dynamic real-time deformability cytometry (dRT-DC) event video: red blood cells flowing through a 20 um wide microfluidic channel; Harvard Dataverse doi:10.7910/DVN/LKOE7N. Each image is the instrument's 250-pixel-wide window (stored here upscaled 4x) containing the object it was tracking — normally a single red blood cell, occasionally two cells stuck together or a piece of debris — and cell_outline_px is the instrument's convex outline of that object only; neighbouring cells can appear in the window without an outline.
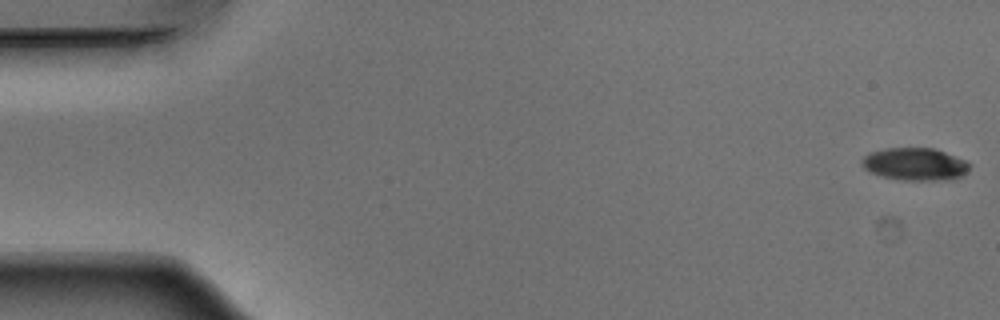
{"species": "Egyptian fruit bat (a non-hibernating species)", "species_latin": "Rousettus aegyptiacus", "temperature_condition": "warm", "stored_images_in_passage": 52, "camera_frame_rate_fps": 3000, "um_per_image_px": 0.085, "animal": {"sex": "male"}, "frame": {"image": 1, "passage_image": 1, "time_ms": 0.0, "image_size_px": [1000, 320], "cell_outline_px": [[972, 164], [960, 176], [952, 180], [904, 180], [880, 176], [868, 172], [860, 164], [860, 160], [864, 156], [872, 152], [888, 148], [936, 148], [968, 160]], "centroid_in_image_um": [77.78, 13.95], "position_along_channel_um": 7.2, "area_um2": 20.69}}
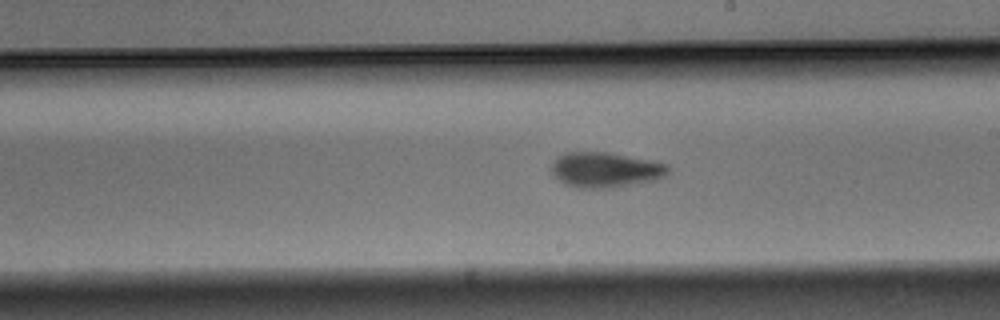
{"frame": {"image": 2, "passage_image": 30, "time_ms": 9.667, "image_size_px": [1000, 320], "cell_outline_px": [[668, 172], [664, 176], [652, 180], [612, 188], [576, 188], [564, 184], [552, 172], [552, 160], [568, 152], [608, 152], [652, 160], [668, 164]], "centroid_in_image_um": [51.45, 14.43], "position_along_channel_um": 237.6, "area_um2": 23.81}}
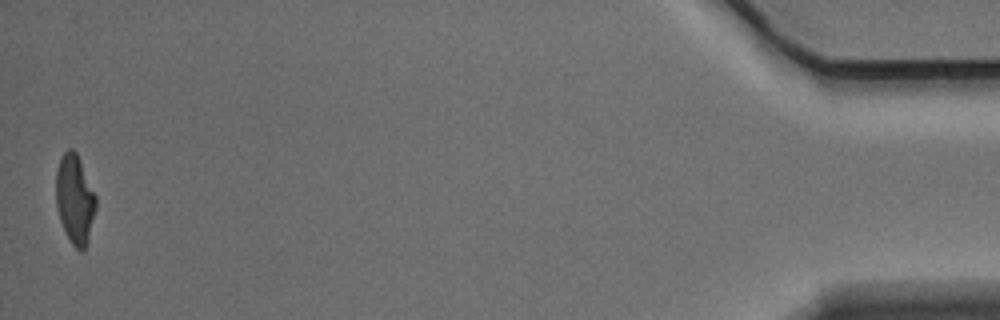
{"frame": {"image": 3, "passage_image": 52, "time_ms": 17.0, "image_size_px": [1000, 320], "cell_outline_px": [[96, 208], [88, 240], [84, 252], [80, 252], [72, 244], [60, 220], [56, 204], [56, 172], [60, 160], [64, 152], [68, 148], [72, 148], [76, 152], [80, 160], [96, 196]], "centroid_in_image_um": [6.37, 16.94], "position_along_channel_um": 428.8, "area_um2": 20.58}, "authors_computed_cell_mechanics": {"area_um2": 22.3686, "velocity_mm_per_s": 3.8719, "shape_relaxation_time_tau1_ms": 3.9783, "shape_relaxation_time_tau2_ms": 3.5774, "deformation_change_tau1": 0.1561, "deformation_change_tau2": 0.115}}